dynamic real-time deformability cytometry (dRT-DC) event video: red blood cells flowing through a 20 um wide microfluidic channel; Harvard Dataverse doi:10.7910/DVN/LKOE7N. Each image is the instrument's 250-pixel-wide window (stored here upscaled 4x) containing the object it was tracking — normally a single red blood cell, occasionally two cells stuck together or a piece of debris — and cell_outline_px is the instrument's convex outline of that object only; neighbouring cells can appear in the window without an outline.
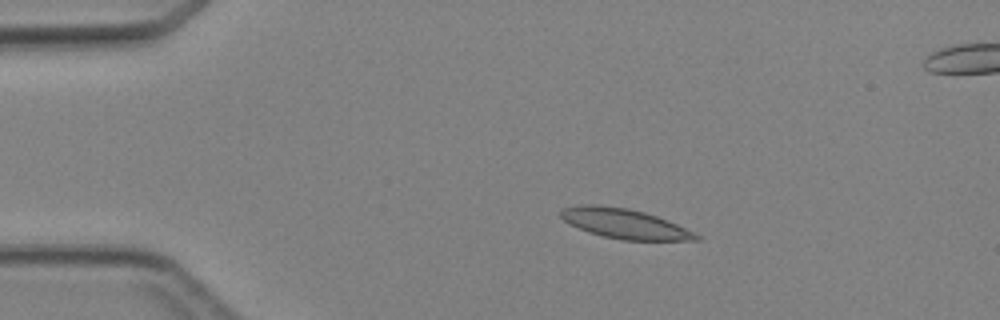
{"species": "Egyptian fruit bat (a non-hibernating species)", "species_latin": "Rousettus aegyptiacus", "temperature_condition": "cold", "stored_images_in_passage": 3, "camera_frame_rate_fps": 3000, "um_per_image_px": 0.085, "animal": {"sex": "female"}, "frame": {"image": 1, "passage_image": 2, "time_ms": 1.333, "image_size_px": [1000, 320], "cell_outline_px": [[704, 236], [700, 240], [620, 240], [588, 232], [564, 220], [560, 216], [560, 212], [564, 208], [580, 204], [596, 204], [628, 208], [644, 212], [668, 220]], "centroid_in_image_um": [53.14, 19.01], "position_along_channel_um": 31.9, "area_um2": 23.52}}